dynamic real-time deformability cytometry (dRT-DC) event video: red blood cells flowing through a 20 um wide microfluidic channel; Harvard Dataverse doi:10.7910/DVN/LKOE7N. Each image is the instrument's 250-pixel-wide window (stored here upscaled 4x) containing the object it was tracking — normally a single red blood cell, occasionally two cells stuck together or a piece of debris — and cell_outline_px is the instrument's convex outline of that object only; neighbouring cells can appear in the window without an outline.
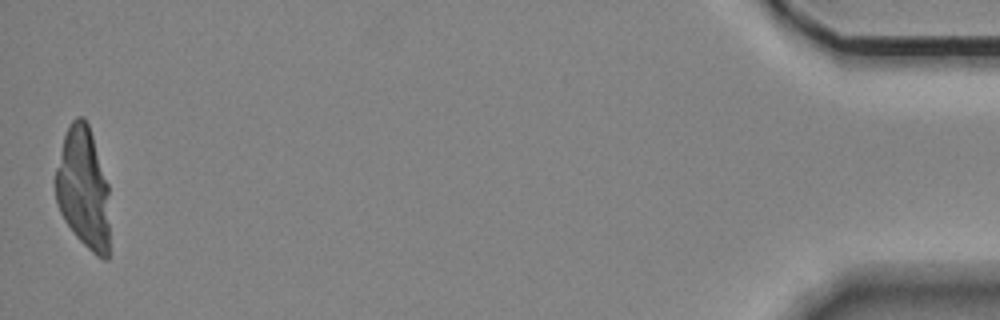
{"species": "Egyptian fruit bat (a non-hibernating species)", "species_latin": "Rousettus aegyptiacus", "temperature_condition": "room temperature", "stored_images_in_passage": 52, "camera_frame_rate_fps": 3000, "um_per_image_px": 0.085, "animal": {"sex": "female"}, "frame": {"image": 1, "passage_image": 52, "time_ms": 17.0, "image_size_px": [1000, 320], "cell_outline_px": [[108, 260], [104, 260], [96, 256], [76, 236], [64, 220], [60, 212], [56, 200], [56, 168], [64, 136], [72, 120], [76, 116], [84, 116], [88, 124], [108, 184]], "centroid_in_image_um": [7.08, 16.01], "position_along_channel_um": 428.1, "area_um2": 37.92}}